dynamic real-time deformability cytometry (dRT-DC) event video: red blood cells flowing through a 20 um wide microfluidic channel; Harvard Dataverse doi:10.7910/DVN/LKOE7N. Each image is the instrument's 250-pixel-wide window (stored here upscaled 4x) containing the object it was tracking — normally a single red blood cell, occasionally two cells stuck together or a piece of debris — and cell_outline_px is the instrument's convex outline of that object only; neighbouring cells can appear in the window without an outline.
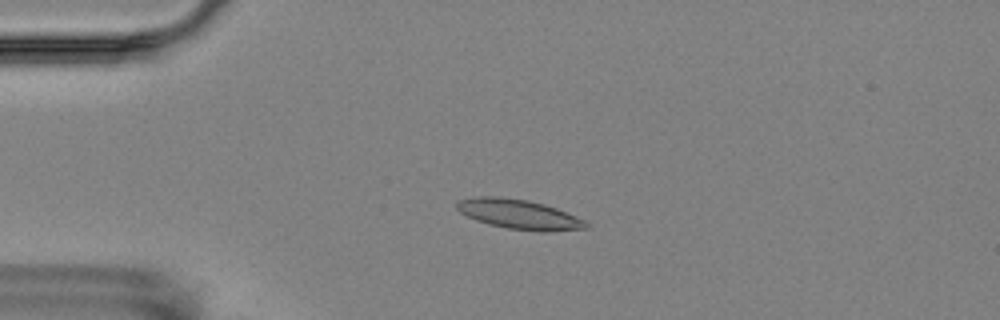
{"species": "Egyptian fruit bat (a non-hibernating species)", "species_latin": "Rousettus aegyptiacus", "temperature_condition": "room temperature", "stored_images_in_passage": 16, "camera_frame_rate_fps": 3000, "um_per_image_px": 0.085, "animal": {"sex": "female"}, "frame": {"image": 1, "passage_image": 4, "time_ms": 3.333, "image_size_px": [1000, 320], "cell_outline_px": [[588, 228], [552, 232], [540, 232], [508, 228], [488, 224], [476, 220], [460, 212], [456, 208], [456, 200], [480, 196], [496, 196], [528, 200], [544, 204], [556, 208], [588, 220]], "centroid_in_image_um": [44.16, 18.22], "position_along_channel_um": 40.8, "area_um2": 22.6}}
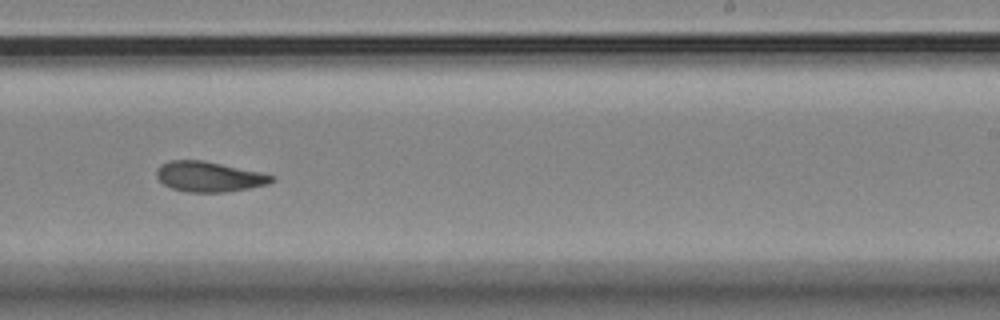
{"frame": {"image": 2, "passage_image": 10, "time_ms": 10.667, "image_size_px": [1000, 320], "cell_outline_px": [[276, 180], [268, 184], [248, 188], [224, 192], [188, 192], [172, 188], [164, 184], [156, 176], [156, 168], [160, 164], [172, 160], [204, 160], [260, 172], [272, 176]], "centroid_in_image_um": [17.74, 15.01], "position_along_channel_um": 271.3, "area_um2": 20.17}}
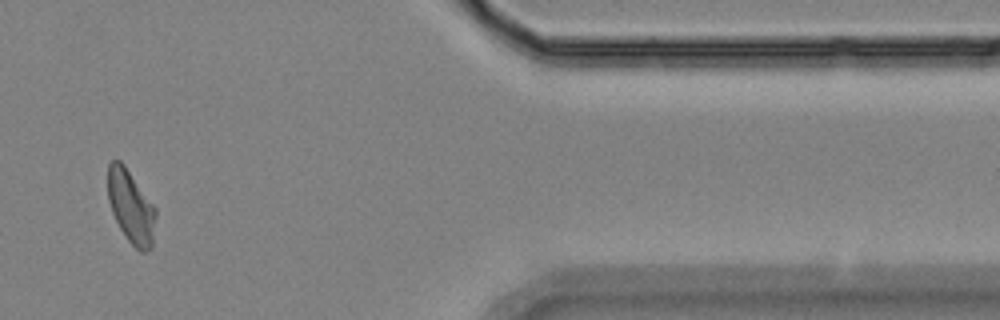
{"frame": {"image": 3, "passage_image": 14, "time_ms": 15.333, "image_size_px": [1000, 320], "cell_outline_px": [[156, 216], [152, 248], [144, 252], [140, 252], [128, 240], [120, 228], [112, 212], [108, 200], [108, 164], [112, 160], [120, 160], [124, 164], [156, 208]], "centroid_in_image_um": [11.14, 17.57], "position_along_channel_um": 400.3, "area_um2": 20.35}, "authors_computed_cell_mechanics": {"area_um2": 20.7213, "velocity_mm_per_s": 3.5161, "shape_relaxation_time_tau1_ms": null, "shape_relaxation_time_tau2_ms": 2.7187, "deformation_change_tau1": null, "deformation_change_tau2": 0.0819}}